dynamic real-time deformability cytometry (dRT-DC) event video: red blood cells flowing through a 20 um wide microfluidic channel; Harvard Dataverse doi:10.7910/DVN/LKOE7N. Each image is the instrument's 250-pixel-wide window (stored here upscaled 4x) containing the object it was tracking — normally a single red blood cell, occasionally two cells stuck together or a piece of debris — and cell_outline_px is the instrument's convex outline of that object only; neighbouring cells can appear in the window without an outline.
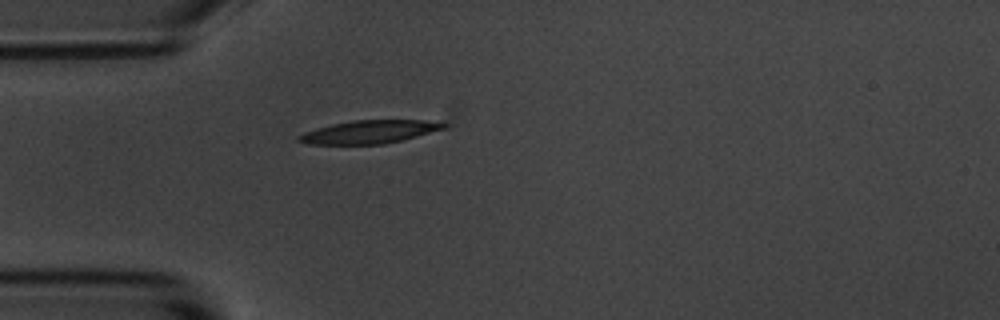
{"species": "common noctule bat (a hibernating species)", "species_latin": "Nyctalus noctula", "temperature_condition": "room temperature", "stored_images_in_passage": 1, "camera_frame_rate_fps": 3000, "um_per_image_px": 0.085, "animal": {"sex": "male", "body_mass_g": 20.1, "forearm_length_mm": 53.5}, "frame": {"image": 1, "passage_image": 1, "time_ms": 0.0, "image_size_px": [1000, 320], "cell_outline_px": [[448, 124], [444, 128], [416, 136], [384, 144], [308, 144], [296, 140], [296, 136], [304, 132], [316, 128], [332, 124], [352, 120], [424, 120]], "centroid_in_image_um": [31.32, 11.21], "position_along_channel_um": 53.7, "area_um2": 19.31}}